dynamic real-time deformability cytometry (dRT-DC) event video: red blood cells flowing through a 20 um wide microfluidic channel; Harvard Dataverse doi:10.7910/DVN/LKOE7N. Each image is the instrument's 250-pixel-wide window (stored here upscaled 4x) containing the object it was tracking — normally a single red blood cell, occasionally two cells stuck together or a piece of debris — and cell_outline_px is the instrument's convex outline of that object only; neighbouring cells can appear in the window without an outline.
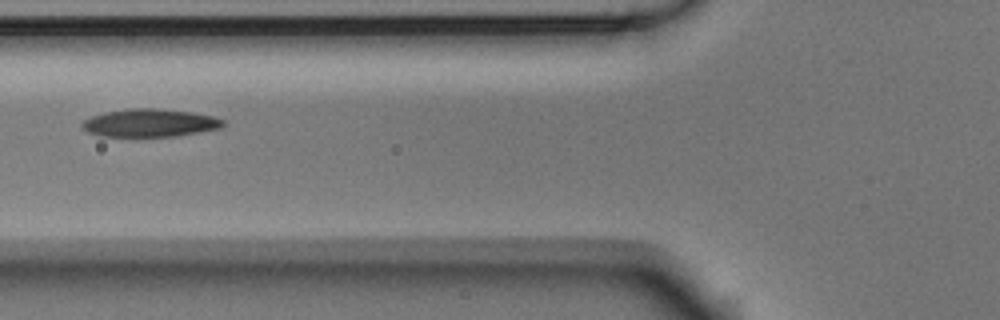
{"species": "Egyptian fruit bat (a non-hibernating species)", "species_latin": "Rousettus aegyptiacus", "temperature_condition": "room temperature", "stored_images_in_passage": 10, "camera_frame_rate_fps": 3000, "um_per_image_px": 0.085, "animal": {"sex": "male"}, "frame": {"image": 1, "passage_image": 7, "time_ms": 2.0, "image_size_px": [1000, 320], "cell_outline_px": [[224, 124], [220, 128], [176, 136], [100, 136], [88, 132], [80, 128], [80, 124], [84, 120], [92, 116], [104, 112], [128, 108], [156, 108], [192, 112], [212, 116], [224, 120]], "centroid_in_image_um": [12.69, 10.44], "position_along_channel_um": 113.1, "area_um2": 22.95}}
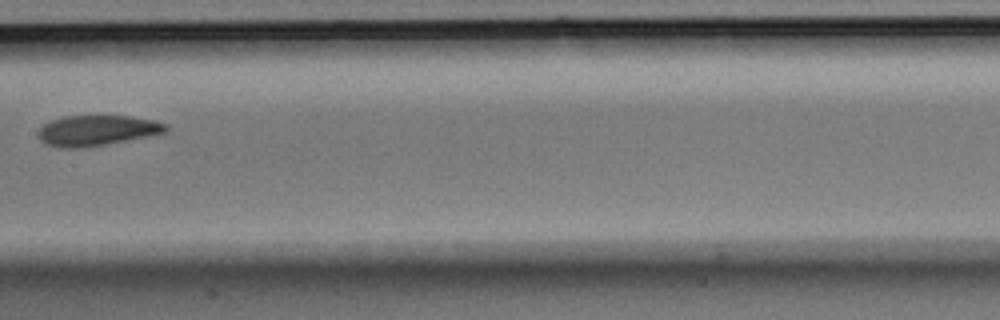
{"frame": {"image": 2, "passage_image": 9, "time_ms": 2.667, "image_size_px": [1000, 320], "cell_outline_px": [[168, 128], [164, 132], [148, 136], [104, 144], [76, 148], [72, 148], [48, 144], [40, 140], [40, 128], [44, 124], [52, 120], [64, 116], [128, 116], [156, 120], [168, 124]], "centroid_in_image_um": [8.29, 11.06], "position_along_channel_um": 199.1, "area_um2": 22.08}}
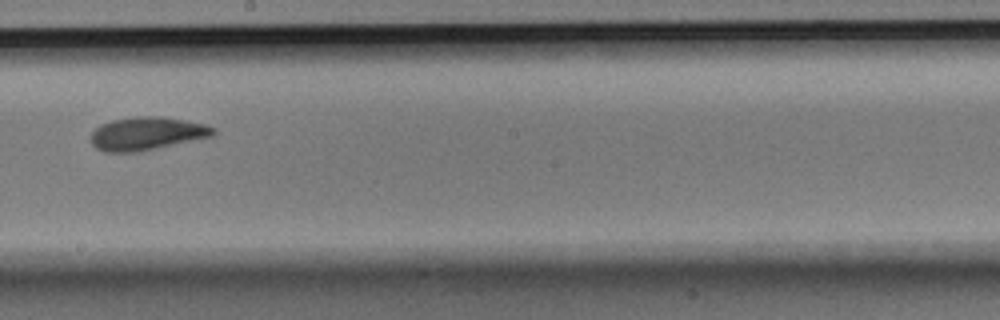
{"frame": {"image": 3, "passage_image": 10, "time_ms": 3.0, "image_size_px": [1000, 320], "cell_outline_px": [[216, 132], [212, 136], [132, 152], [104, 152], [96, 148], [92, 144], [92, 132], [100, 124], [112, 120], [136, 116], [160, 116], [208, 124], [216, 128]], "centroid_in_image_um": [12.48, 11.33], "position_along_channel_um": 235.7, "area_um2": 23.29}}